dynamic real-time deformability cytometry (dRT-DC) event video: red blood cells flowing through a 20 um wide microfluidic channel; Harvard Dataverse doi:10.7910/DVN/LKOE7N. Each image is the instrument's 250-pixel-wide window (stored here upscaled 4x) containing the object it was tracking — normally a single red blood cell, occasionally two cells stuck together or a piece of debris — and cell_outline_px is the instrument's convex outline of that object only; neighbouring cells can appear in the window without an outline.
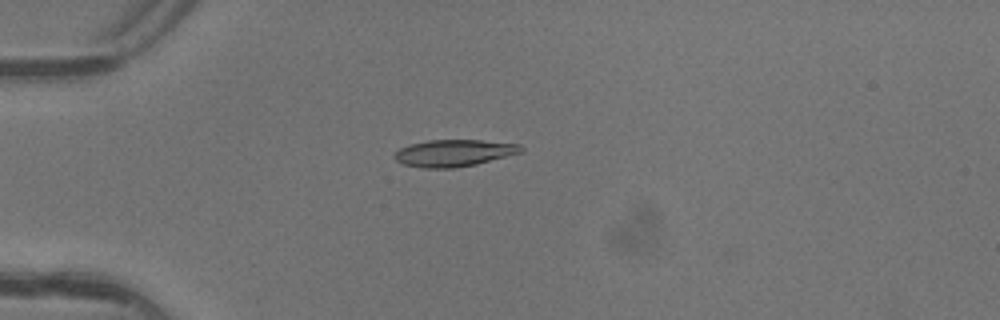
{"species": "common noctule bat (a hibernating species)", "species_latin": "Nyctalus noctula", "temperature_condition": "warm", "stored_images_in_passage": 8, "camera_frame_rate_fps": 3000, "um_per_image_px": 0.085, "animal": {"sex": "female"}, "frame": {"image": 1, "passage_image": 6, "time_ms": 1.667, "image_size_px": [1000, 320], "cell_outline_px": [[524, 148], [520, 152], [476, 164], [452, 168], [424, 168], [404, 164], [396, 160], [392, 156], [400, 148], [408, 144], [428, 140], [480, 140], [520, 144]], "centroid_in_image_um": [38.54, 13.0], "position_along_channel_um": 46.5, "area_um2": 19.65}}
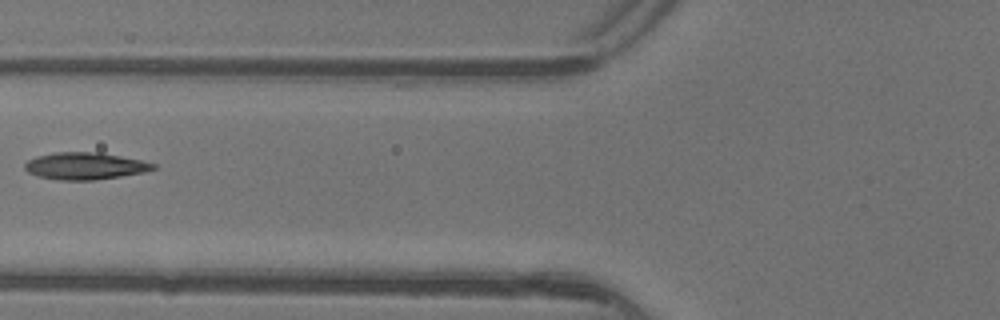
{"frame": {"image": 2, "passage_image": 8, "time_ms": 2.333, "image_size_px": [1000, 320], "cell_outline_px": [[156, 168], [144, 172], [96, 180], [56, 180], [40, 176], [28, 172], [24, 168], [24, 164], [28, 160], [36, 156], [56, 152], [100, 152], [140, 160], [156, 164]], "centroid_in_image_um": [7.21, 14.1], "position_along_channel_um": 118.6, "area_um2": 20.17}}